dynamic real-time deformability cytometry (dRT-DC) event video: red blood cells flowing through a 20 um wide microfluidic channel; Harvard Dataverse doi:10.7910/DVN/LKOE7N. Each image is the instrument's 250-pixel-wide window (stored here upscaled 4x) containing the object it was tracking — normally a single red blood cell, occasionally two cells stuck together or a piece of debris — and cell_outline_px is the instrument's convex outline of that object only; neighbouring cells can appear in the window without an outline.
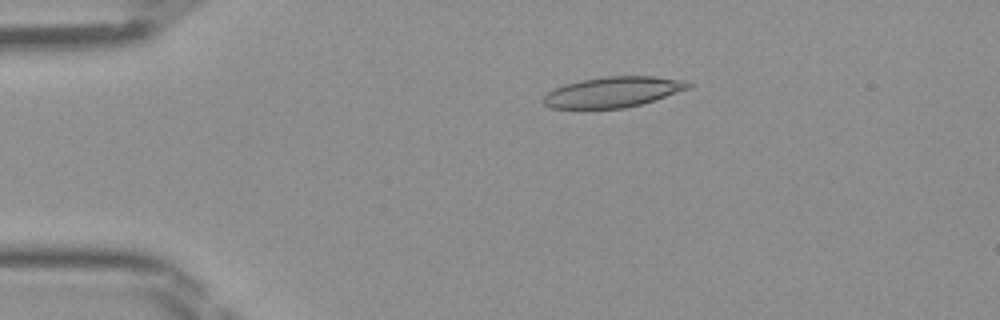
{"species": "Egyptian fruit bat (a non-hibernating species)", "species_latin": "Rousettus aegyptiacus", "temperature_condition": "room temperature", "stored_images_in_passage": 46, "camera_frame_rate_fps": 3000, "um_per_image_px": 0.085, "frame": {"image": 1, "passage_image": 9, "time_ms": 2.667, "image_size_px": [1000, 320], "cell_outline_px": [[692, 84], [688, 88], [640, 104], [624, 108], [552, 108], [544, 104], [540, 100], [548, 92], [564, 84], [580, 80], [604, 76], [656, 76], [684, 80]], "centroid_in_image_um": [52.05, 7.81], "position_along_channel_um": 32.9, "area_um2": 25.49}}
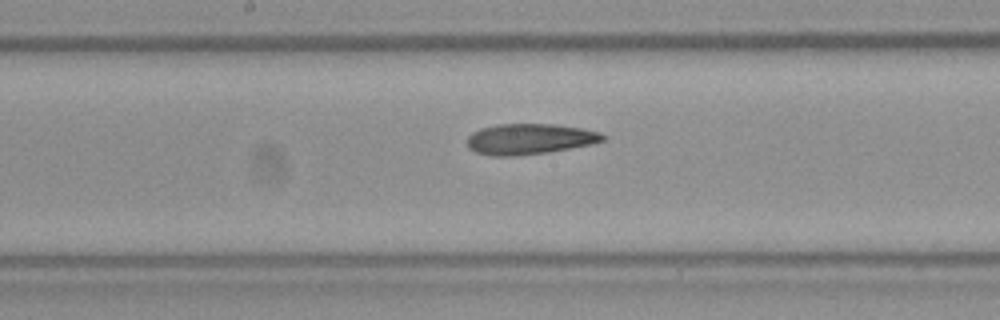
{"frame": {"image": 2, "passage_image": 24, "time_ms": 7.667, "image_size_px": [1000, 320], "cell_outline_px": [[608, 136], [604, 140], [592, 144], [548, 152], [516, 156], [488, 156], [476, 152], [468, 148], [464, 140], [472, 132], [480, 128], [496, 124], [552, 124], [580, 128], [600, 132]], "centroid_in_image_um": [44.96, 11.82], "position_along_channel_um": 203.2, "area_um2": 24.57}}
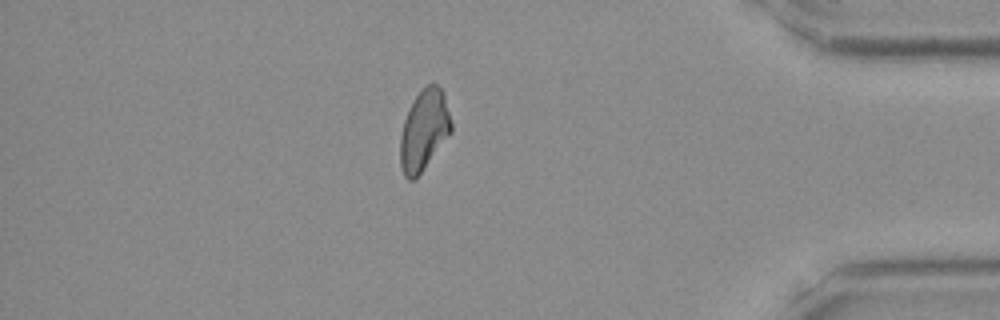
{"frame": {"image": 3, "passage_image": 40, "time_ms": 13.0, "image_size_px": [1000, 320], "cell_outline_px": [[452, 132], [420, 172], [412, 180], [408, 180], [404, 176], [400, 164], [400, 136], [404, 120], [408, 108], [416, 96], [428, 84], [436, 84], [444, 92], [452, 124]], "centroid_in_image_um": [36.04, 11.05], "position_along_channel_um": 399.2, "area_um2": 23.7}}